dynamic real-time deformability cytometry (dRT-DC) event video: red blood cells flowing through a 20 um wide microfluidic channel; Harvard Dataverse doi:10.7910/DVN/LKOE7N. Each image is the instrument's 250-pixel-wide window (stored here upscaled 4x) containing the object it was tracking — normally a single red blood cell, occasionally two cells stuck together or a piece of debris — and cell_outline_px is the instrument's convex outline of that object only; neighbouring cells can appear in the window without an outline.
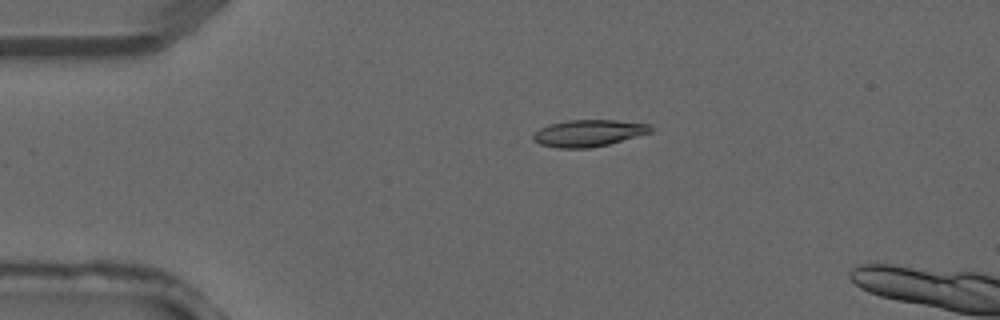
{"species": "common noctule bat (a hibernating species)", "species_latin": "Nyctalus noctula", "temperature_condition": "warm", "stored_images_in_passage": 3, "camera_frame_rate_fps": 3000, "um_per_image_px": 0.085, "animal": {"sex": "male", "forearm_length_mm": 52.5}, "frame": {"image": 1, "passage_image": 3, "time_ms": 0.667, "image_size_px": [1000, 320], "cell_outline_px": [[652, 132], [608, 144], [588, 148], [556, 148], [540, 144], [532, 140], [532, 136], [540, 128], [552, 124], [568, 120], [616, 120], [648, 124], [652, 128]], "centroid_in_image_um": [50.01, 11.32], "position_along_channel_um": 35.0, "area_um2": 18.15}}